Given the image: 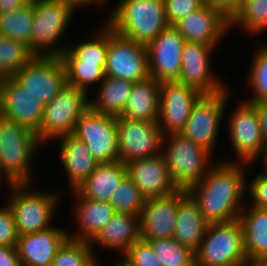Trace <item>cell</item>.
Here are the masks:
<instances>
[{
  "mask_svg": "<svg viewBox=\"0 0 267 266\" xmlns=\"http://www.w3.org/2000/svg\"><path fill=\"white\" fill-rule=\"evenodd\" d=\"M204 4V0H164L169 25L174 26L179 20L195 12Z\"/></svg>",
  "mask_w": 267,
  "mask_h": 266,
  "instance_id": "obj_41",
  "label": "cell"
},
{
  "mask_svg": "<svg viewBox=\"0 0 267 266\" xmlns=\"http://www.w3.org/2000/svg\"><path fill=\"white\" fill-rule=\"evenodd\" d=\"M262 156H259L262 159V164H263V172H261L263 175L267 176V147L264 149L263 153L261 154Z\"/></svg>",
  "mask_w": 267,
  "mask_h": 266,
  "instance_id": "obj_49",
  "label": "cell"
},
{
  "mask_svg": "<svg viewBox=\"0 0 267 266\" xmlns=\"http://www.w3.org/2000/svg\"><path fill=\"white\" fill-rule=\"evenodd\" d=\"M95 100L90 99V107L102 114L119 117L126 106L133 82L107 77L98 85Z\"/></svg>",
  "mask_w": 267,
  "mask_h": 266,
  "instance_id": "obj_30",
  "label": "cell"
},
{
  "mask_svg": "<svg viewBox=\"0 0 267 266\" xmlns=\"http://www.w3.org/2000/svg\"><path fill=\"white\" fill-rule=\"evenodd\" d=\"M186 42L178 30L169 25L147 47L150 77L156 81H177L181 72L183 45Z\"/></svg>",
  "mask_w": 267,
  "mask_h": 266,
  "instance_id": "obj_17",
  "label": "cell"
},
{
  "mask_svg": "<svg viewBox=\"0 0 267 266\" xmlns=\"http://www.w3.org/2000/svg\"><path fill=\"white\" fill-rule=\"evenodd\" d=\"M249 266H267V263H251Z\"/></svg>",
  "mask_w": 267,
  "mask_h": 266,
  "instance_id": "obj_52",
  "label": "cell"
},
{
  "mask_svg": "<svg viewBox=\"0 0 267 266\" xmlns=\"http://www.w3.org/2000/svg\"><path fill=\"white\" fill-rule=\"evenodd\" d=\"M257 112L260 131L264 139L265 148L267 147V102L251 103Z\"/></svg>",
  "mask_w": 267,
  "mask_h": 266,
  "instance_id": "obj_46",
  "label": "cell"
},
{
  "mask_svg": "<svg viewBox=\"0 0 267 266\" xmlns=\"http://www.w3.org/2000/svg\"><path fill=\"white\" fill-rule=\"evenodd\" d=\"M40 145L33 130L0 115V169L13 184L33 182L31 160Z\"/></svg>",
  "mask_w": 267,
  "mask_h": 266,
  "instance_id": "obj_3",
  "label": "cell"
},
{
  "mask_svg": "<svg viewBox=\"0 0 267 266\" xmlns=\"http://www.w3.org/2000/svg\"><path fill=\"white\" fill-rule=\"evenodd\" d=\"M34 56L26 44L0 33V78L13 77Z\"/></svg>",
  "mask_w": 267,
  "mask_h": 266,
  "instance_id": "obj_33",
  "label": "cell"
},
{
  "mask_svg": "<svg viewBox=\"0 0 267 266\" xmlns=\"http://www.w3.org/2000/svg\"><path fill=\"white\" fill-rule=\"evenodd\" d=\"M107 21L114 32L147 45L169 26L164 0H120Z\"/></svg>",
  "mask_w": 267,
  "mask_h": 266,
  "instance_id": "obj_2",
  "label": "cell"
},
{
  "mask_svg": "<svg viewBox=\"0 0 267 266\" xmlns=\"http://www.w3.org/2000/svg\"><path fill=\"white\" fill-rule=\"evenodd\" d=\"M72 192L77 201L72 212L77 230L68 231L69 238L90 242L111 220L116 211L110 202L83 198L75 190Z\"/></svg>",
  "mask_w": 267,
  "mask_h": 266,
  "instance_id": "obj_23",
  "label": "cell"
},
{
  "mask_svg": "<svg viewBox=\"0 0 267 266\" xmlns=\"http://www.w3.org/2000/svg\"><path fill=\"white\" fill-rule=\"evenodd\" d=\"M30 0H0V14L15 11Z\"/></svg>",
  "mask_w": 267,
  "mask_h": 266,
  "instance_id": "obj_47",
  "label": "cell"
},
{
  "mask_svg": "<svg viewBox=\"0 0 267 266\" xmlns=\"http://www.w3.org/2000/svg\"><path fill=\"white\" fill-rule=\"evenodd\" d=\"M105 74L133 83L150 77L146 45L119 35L108 25Z\"/></svg>",
  "mask_w": 267,
  "mask_h": 266,
  "instance_id": "obj_11",
  "label": "cell"
},
{
  "mask_svg": "<svg viewBox=\"0 0 267 266\" xmlns=\"http://www.w3.org/2000/svg\"><path fill=\"white\" fill-rule=\"evenodd\" d=\"M209 6L221 11L229 20L242 8L245 0H204Z\"/></svg>",
  "mask_w": 267,
  "mask_h": 266,
  "instance_id": "obj_44",
  "label": "cell"
},
{
  "mask_svg": "<svg viewBox=\"0 0 267 266\" xmlns=\"http://www.w3.org/2000/svg\"><path fill=\"white\" fill-rule=\"evenodd\" d=\"M255 51L247 79L252 91V95L245 100L248 103L267 102V44Z\"/></svg>",
  "mask_w": 267,
  "mask_h": 266,
  "instance_id": "obj_38",
  "label": "cell"
},
{
  "mask_svg": "<svg viewBox=\"0 0 267 266\" xmlns=\"http://www.w3.org/2000/svg\"><path fill=\"white\" fill-rule=\"evenodd\" d=\"M33 14V0L15 11L0 14V33L26 44L31 50Z\"/></svg>",
  "mask_w": 267,
  "mask_h": 266,
  "instance_id": "obj_32",
  "label": "cell"
},
{
  "mask_svg": "<svg viewBox=\"0 0 267 266\" xmlns=\"http://www.w3.org/2000/svg\"><path fill=\"white\" fill-rule=\"evenodd\" d=\"M68 238V230L55 226L19 235L16 249L21 266H52L58 249Z\"/></svg>",
  "mask_w": 267,
  "mask_h": 266,
  "instance_id": "obj_22",
  "label": "cell"
},
{
  "mask_svg": "<svg viewBox=\"0 0 267 266\" xmlns=\"http://www.w3.org/2000/svg\"><path fill=\"white\" fill-rule=\"evenodd\" d=\"M145 198L140 194L139 188L126 174L112 195L110 204L116 213L140 215Z\"/></svg>",
  "mask_w": 267,
  "mask_h": 266,
  "instance_id": "obj_39",
  "label": "cell"
},
{
  "mask_svg": "<svg viewBox=\"0 0 267 266\" xmlns=\"http://www.w3.org/2000/svg\"><path fill=\"white\" fill-rule=\"evenodd\" d=\"M2 181H5L8 188H10L13 185V183L5 176V174L0 169V184Z\"/></svg>",
  "mask_w": 267,
  "mask_h": 266,
  "instance_id": "obj_51",
  "label": "cell"
},
{
  "mask_svg": "<svg viewBox=\"0 0 267 266\" xmlns=\"http://www.w3.org/2000/svg\"><path fill=\"white\" fill-rule=\"evenodd\" d=\"M88 93L66 84L55 98L44 105L41 126L36 132L43 145L47 141L72 134L80 116L90 107Z\"/></svg>",
  "mask_w": 267,
  "mask_h": 266,
  "instance_id": "obj_8",
  "label": "cell"
},
{
  "mask_svg": "<svg viewBox=\"0 0 267 266\" xmlns=\"http://www.w3.org/2000/svg\"><path fill=\"white\" fill-rule=\"evenodd\" d=\"M30 186V183H23L9 188L6 204L13 213L18 235L50 228L59 202L57 192L32 191Z\"/></svg>",
  "mask_w": 267,
  "mask_h": 266,
  "instance_id": "obj_7",
  "label": "cell"
},
{
  "mask_svg": "<svg viewBox=\"0 0 267 266\" xmlns=\"http://www.w3.org/2000/svg\"><path fill=\"white\" fill-rule=\"evenodd\" d=\"M18 237L11 209L7 204L0 206V246L16 247Z\"/></svg>",
  "mask_w": 267,
  "mask_h": 266,
  "instance_id": "obj_42",
  "label": "cell"
},
{
  "mask_svg": "<svg viewBox=\"0 0 267 266\" xmlns=\"http://www.w3.org/2000/svg\"><path fill=\"white\" fill-rule=\"evenodd\" d=\"M161 153L173 182L183 190L198 183L216 163L211 152L180 133L163 136Z\"/></svg>",
  "mask_w": 267,
  "mask_h": 266,
  "instance_id": "obj_4",
  "label": "cell"
},
{
  "mask_svg": "<svg viewBox=\"0 0 267 266\" xmlns=\"http://www.w3.org/2000/svg\"><path fill=\"white\" fill-rule=\"evenodd\" d=\"M208 224L197 203L187 194L178 205L173 238L195 252L205 236Z\"/></svg>",
  "mask_w": 267,
  "mask_h": 266,
  "instance_id": "obj_29",
  "label": "cell"
},
{
  "mask_svg": "<svg viewBox=\"0 0 267 266\" xmlns=\"http://www.w3.org/2000/svg\"><path fill=\"white\" fill-rule=\"evenodd\" d=\"M59 140V158L69 178L70 189L75 190L99 164L86 144L73 134L56 138Z\"/></svg>",
  "mask_w": 267,
  "mask_h": 266,
  "instance_id": "obj_25",
  "label": "cell"
},
{
  "mask_svg": "<svg viewBox=\"0 0 267 266\" xmlns=\"http://www.w3.org/2000/svg\"><path fill=\"white\" fill-rule=\"evenodd\" d=\"M161 82L152 77L134 82L123 113L119 117L158 122Z\"/></svg>",
  "mask_w": 267,
  "mask_h": 266,
  "instance_id": "obj_28",
  "label": "cell"
},
{
  "mask_svg": "<svg viewBox=\"0 0 267 266\" xmlns=\"http://www.w3.org/2000/svg\"><path fill=\"white\" fill-rule=\"evenodd\" d=\"M227 121L230 144L237 158L235 162H256L265 143L254 106L246 101L239 103Z\"/></svg>",
  "mask_w": 267,
  "mask_h": 266,
  "instance_id": "obj_14",
  "label": "cell"
},
{
  "mask_svg": "<svg viewBox=\"0 0 267 266\" xmlns=\"http://www.w3.org/2000/svg\"><path fill=\"white\" fill-rule=\"evenodd\" d=\"M88 39L75 44H67L66 49L59 55L62 62H90L106 65L108 52V24Z\"/></svg>",
  "mask_w": 267,
  "mask_h": 266,
  "instance_id": "obj_31",
  "label": "cell"
},
{
  "mask_svg": "<svg viewBox=\"0 0 267 266\" xmlns=\"http://www.w3.org/2000/svg\"><path fill=\"white\" fill-rule=\"evenodd\" d=\"M229 92L230 89L227 88L216 94L201 95L193 104L180 134L213 154L227 107L226 102L230 97Z\"/></svg>",
  "mask_w": 267,
  "mask_h": 266,
  "instance_id": "obj_9",
  "label": "cell"
},
{
  "mask_svg": "<svg viewBox=\"0 0 267 266\" xmlns=\"http://www.w3.org/2000/svg\"><path fill=\"white\" fill-rule=\"evenodd\" d=\"M216 162L198 183L187 190L209 224L238 219L247 196L246 166L250 164L230 159Z\"/></svg>",
  "mask_w": 267,
  "mask_h": 266,
  "instance_id": "obj_1",
  "label": "cell"
},
{
  "mask_svg": "<svg viewBox=\"0 0 267 266\" xmlns=\"http://www.w3.org/2000/svg\"><path fill=\"white\" fill-rule=\"evenodd\" d=\"M187 194V190L179 189L166 196L145 199L139 215L141 239L173 238L178 205Z\"/></svg>",
  "mask_w": 267,
  "mask_h": 266,
  "instance_id": "obj_18",
  "label": "cell"
},
{
  "mask_svg": "<svg viewBox=\"0 0 267 266\" xmlns=\"http://www.w3.org/2000/svg\"><path fill=\"white\" fill-rule=\"evenodd\" d=\"M247 197L251 196L249 205L261 209H267V176L259 173L247 184Z\"/></svg>",
  "mask_w": 267,
  "mask_h": 266,
  "instance_id": "obj_43",
  "label": "cell"
},
{
  "mask_svg": "<svg viewBox=\"0 0 267 266\" xmlns=\"http://www.w3.org/2000/svg\"><path fill=\"white\" fill-rule=\"evenodd\" d=\"M66 84L75 86L89 93L90 85L96 86L105 78V66L90 62H63Z\"/></svg>",
  "mask_w": 267,
  "mask_h": 266,
  "instance_id": "obj_36",
  "label": "cell"
},
{
  "mask_svg": "<svg viewBox=\"0 0 267 266\" xmlns=\"http://www.w3.org/2000/svg\"><path fill=\"white\" fill-rule=\"evenodd\" d=\"M174 27L187 42L203 43L211 47H216L231 29L230 20L221 11L206 3L179 20Z\"/></svg>",
  "mask_w": 267,
  "mask_h": 266,
  "instance_id": "obj_20",
  "label": "cell"
},
{
  "mask_svg": "<svg viewBox=\"0 0 267 266\" xmlns=\"http://www.w3.org/2000/svg\"><path fill=\"white\" fill-rule=\"evenodd\" d=\"M238 27L256 35L267 29V0H245L242 8L230 20V28Z\"/></svg>",
  "mask_w": 267,
  "mask_h": 266,
  "instance_id": "obj_34",
  "label": "cell"
},
{
  "mask_svg": "<svg viewBox=\"0 0 267 266\" xmlns=\"http://www.w3.org/2000/svg\"><path fill=\"white\" fill-rule=\"evenodd\" d=\"M117 117L89 107L77 120L72 134L82 140L98 163L119 160Z\"/></svg>",
  "mask_w": 267,
  "mask_h": 266,
  "instance_id": "obj_10",
  "label": "cell"
},
{
  "mask_svg": "<svg viewBox=\"0 0 267 266\" xmlns=\"http://www.w3.org/2000/svg\"><path fill=\"white\" fill-rule=\"evenodd\" d=\"M146 241L164 266H195V252L174 238Z\"/></svg>",
  "mask_w": 267,
  "mask_h": 266,
  "instance_id": "obj_37",
  "label": "cell"
},
{
  "mask_svg": "<svg viewBox=\"0 0 267 266\" xmlns=\"http://www.w3.org/2000/svg\"><path fill=\"white\" fill-rule=\"evenodd\" d=\"M119 160H133L159 155L162 151V132L158 122L117 117Z\"/></svg>",
  "mask_w": 267,
  "mask_h": 266,
  "instance_id": "obj_13",
  "label": "cell"
},
{
  "mask_svg": "<svg viewBox=\"0 0 267 266\" xmlns=\"http://www.w3.org/2000/svg\"><path fill=\"white\" fill-rule=\"evenodd\" d=\"M215 47L203 43L185 42L182 49L181 72L177 82L196 89L202 95L216 94L229 86L215 75L210 56Z\"/></svg>",
  "mask_w": 267,
  "mask_h": 266,
  "instance_id": "obj_15",
  "label": "cell"
},
{
  "mask_svg": "<svg viewBox=\"0 0 267 266\" xmlns=\"http://www.w3.org/2000/svg\"><path fill=\"white\" fill-rule=\"evenodd\" d=\"M0 266H21L16 247L0 246Z\"/></svg>",
  "mask_w": 267,
  "mask_h": 266,
  "instance_id": "obj_45",
  "label": "cell"
},
{
  "mask_svg": "<svg viewBox=\"0 0 267 266\" xmlns=\"http://www.w3.org/2000/svg\"><path fill=\"white\" fill-rule=\"evenodd\" d=\"M66 3H70L75 9L81 8V6H89V5H104L107 0H63ZM88 4V5H87Z\"/></svg>",
  "mask_w": 267,
  "mask_h": 266,
  "instance_id": "obj_48",
  "label": "cell"
},
{
  "mask_svg": "<svg viewBox=\"0 0 267 266\" xmlns=\"http://www.w3.org/2000/svg\"><path fill=\"white\" fill-rule=\"evenodd\" d=\"M121 257L133 266H164L144 239L136 241Z\"/></svg>",
  "mask_w": 267,
  "mask_h": 266,
  "instance_id": "obj_40",
  "label": "cell"
},
{
  "mask_svg": "<svg viewBox=\"0 0 267 266\" xmlns=\"http://www.w3.org/2000/svg\"><path fill=\"white\" fill-rule=\"evenodd\" d=\"M111 266H133V265H131L126 259L122 257L121 259L117 260V262L113 263Z\"/></svg>",
  "mask_w": 267,
  "mask_h": 266,
  "instance_id": "obj_50",
  "label": "cell"
},
{
  "mask_svg": "<svg viewBox=\"0 0 267 266\" xmlns=\"http://www.w3.org/2000/svg\"><path fill=\"white\" fill-rule=\"evenodd\" d=\"M201 95L177 81L161 82L158 125L163 136L179 134L183 130L193 104Z\"/></svg>",
  "mask_w": 267,
  "mask_h": 266,
  "instance_id": "obj_16",
  "label": "cell"
},
{
  "mask_svg": "<svg viewBox=\"0 0 267 266\" xmlns=\"http://www.w3.org/2000/svg\"><path fill=\"white\" fill-rule=\"evenodd\" d=\"M13 78L43 105L52 101L66 85L64 65L59 56L35 55Z\"/></svg>",
  "mask_w": 267,
  "mask_h": 266,
  "instance_id": "obj_12",
  "label": "cell"
},
{
  "mask_svg": "<svg viewBox=\"0 0 267 266\" xmlns=\"http://www.w3.org/2000/svg\"><path fill=\"white\" fill-rule=\"evenodd\" d=\"M236 265H249L240 221L208 224L205 236L195 251V266Z\"/></svg>",
  "mask_w": 267,
  "mask_h": 266,
  "instance_id": "obj_6",
  "label": "cell"
},
{
  "mask_svg": "<svg viewBox=\"0 0 267 266\" xmlns=\"http://www.w3.org/2000/svg\"><path fill=\"white\" fill-rule=\"evenodd\" d=\"M245 206L238 220L242 226L248 262L267 263V209L257 208L249 203Z\"/></svg>",
  "mask_w": 267,
  "mask_h": 266,
  "instance_id": "obj_26",
  "label": "cell"
},
{
  "mask_svg": "<svg viewBox=\"0 0 267 266\" xmlns=\"http://www.w3.org/2000/svg\"><path fill=\"white\" fill-rule=\"evenodd\" d=\"M126 169L127 175L145 199L166 196L179 190L170 176L162 153L128 162Z\"/></svg>",
  "mask_w": 267,
  "mask_h": 266,
  "instance_id": "obj_21",
  "label": "cell"
},
{
  "mask_svg": "<svg viewBox=\"0 0 267 266\" xmlns=\"http://www.w3.org/2000/svg\"><path fill=\"white\" fill-rule=\"evenodd\" d=\"M33 11L31 51L39 56H59L67 47L60 38L76 9L63 0H33Z\"/></svg>",
  "mask_w": 267,
  "mask_h": 266,
  "instance_id": "obj_5",
  "label": "cell"
},
{
  "mask_svg": "<svg viewBox=\"0 0 267 266\" xmlns=\"http://www.w3.org/2000/svg\"><path fill=\"white\" fill-rule=\"evenodd\" d=\"M44 105L13 77L0 78V115L35 133L41 126Z\"/></svg>",
  "mask_w": 267,
  "mask_h": 266,
  "instance_id": "obj_19",
  "label": "cell"
},
{
  "mask_svg": "<svg viewBox=\"0 0 267 266\" xmlns=\"http://www.w3.org/2000/svg\"><path fill=\"white\" fill-rule=\"evenodd\" d=\"M140 239L139 215L116 213L89 243L93 249L99 246L123 255Z\"/></svg>",
  "mask_w": 267,
  "mask_h": 266,
  "instance_id": "obj_24",
  "label": "cell"
},
{
  "mask_svg": "<svg viewBox=\"0 0 267 266\" xmlns=\"http://www.w3.org/2000/svg\"><path fill=\"white\" fill-rule=\"evenodd\" d=\"M126 174V164L120 160L99 163L75 191L83 198L110 202L112 195Z\"/></svg>",
  "mask_w": 267,
  "mask_h": 266,
  "instance_id": "obj_27",
  "label": "cell"
},
{
  "mask_svg": "<svg viewBox=\"0 0 267 266\" xmlns=\"http://www.w3.org/2000/svg\"><path fill=\"white\" fill-rule=\"evenodd\" d=\"M89 242L68 238L58 249L52 266H94L98 261Z\"/></svg>",
  "mask_w": 267,
  "mask_h": 266,
  "instance_id": "obj_35",
  "label": "cell"
}]
</instances>
